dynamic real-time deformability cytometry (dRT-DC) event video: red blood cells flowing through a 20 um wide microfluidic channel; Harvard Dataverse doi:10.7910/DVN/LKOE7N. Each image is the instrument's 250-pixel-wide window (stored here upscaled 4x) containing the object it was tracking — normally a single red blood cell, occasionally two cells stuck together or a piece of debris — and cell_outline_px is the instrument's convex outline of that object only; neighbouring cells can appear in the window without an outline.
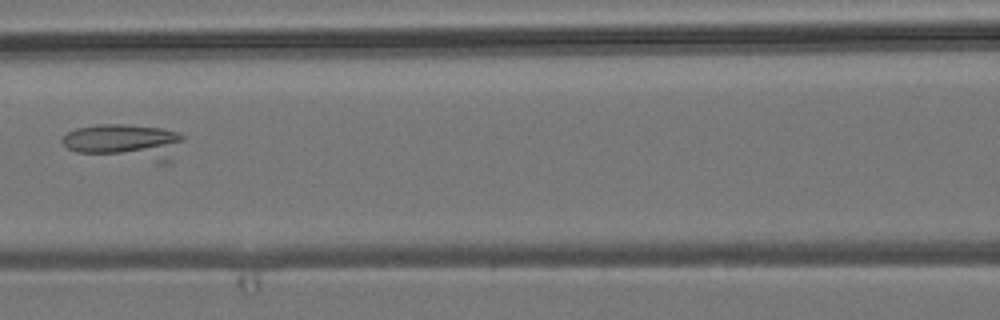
{"species": "common noctule bat (a hibernating species)", "species_latin": "Nyctalus noctula", "temperature_condition": "room temperature", "stored_images_in_passage": 10, "camera_frame_rate_fps": 3000, "um_per_image_px": 0.085, "animal": {"sex": "male", "body_mass_g": 19.2, "forearm_length_mm": 51.8}, "frame": {"image": 1, "passage_image": 7, "time_ms": 7.0, "image_size_px": [1000, 320], "cell_outline_px": [[184, 140], [172, 160], [168, 164], [160, 164], [76, 152], [68, 148], [60, 140], [68, 132], [76, 128], [100, 124], [124, 124], [164, 128], [176, 132], [184, 136]], "centroid_in_image_um": [10.69, 12.09], "position_along_channel_um": 155.9, "area_um2": 25.89}}